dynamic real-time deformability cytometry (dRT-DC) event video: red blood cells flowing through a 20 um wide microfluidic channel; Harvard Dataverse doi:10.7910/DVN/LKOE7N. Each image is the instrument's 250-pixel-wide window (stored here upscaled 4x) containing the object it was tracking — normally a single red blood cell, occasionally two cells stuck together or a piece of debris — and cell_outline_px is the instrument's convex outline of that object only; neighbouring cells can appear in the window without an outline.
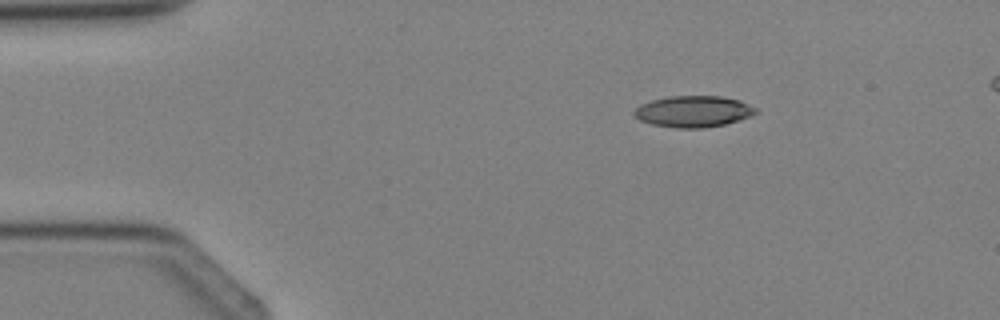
{"species": "Egyptian fruit bat (a non-hibernating species)", "species_latin": "Rousettus aegyptiacus", "temperature_condition": "cold", "stored_images_in_passage": 5, "camera_frame_rate_fps": 3000, "um_per_image_px": 0.085, "animal": {"sex": "female"}, "frame": {"image": 1, "passage_image": 5, "time_ms": 4.667, "image_size_px": [1000, 320], "cell_outline_px": [[756, 112], [748, 116], [724, 124], [704, 128], [676, 128], [652, 124], [640, 120], [632, 112], [640, 104], [652, 100], [668, 96], [720, 96], [740, 100], [756, 108]], "centroid_in_image_um": [58.89, 9.46], "position_along_channel_um": 26.1, "area_um2": 21.96}}